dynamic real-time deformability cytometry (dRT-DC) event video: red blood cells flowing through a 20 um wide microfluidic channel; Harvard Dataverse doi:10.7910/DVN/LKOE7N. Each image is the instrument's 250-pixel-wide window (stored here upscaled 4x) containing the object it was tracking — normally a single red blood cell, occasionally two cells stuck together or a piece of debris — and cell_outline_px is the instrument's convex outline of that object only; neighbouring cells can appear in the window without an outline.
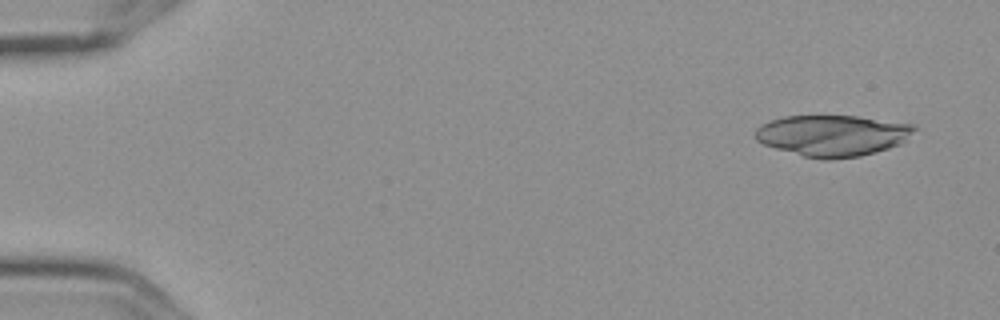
{"species": "Egyptian fruit bat (a non-hibernating species)", "species_latin": "Rousettus aegyptiacus", "temperature_condition": "cold", "stored_images_in_passage": 4, "camera_frame_rate_fps": 3000, "um_per_image_px": 0.085, "frame": {"image": 1, "passage_image": 2, "time_ms": 0.333, "image_size_px": [1000, 320], "cell_outline_px": [[920, 128], [908, 140], [900, 144], [876, 152], [860, 156], [828, 160], [824, 160], [804, 156], [776, 148], [764, 144], [756, 140], [756, 128], [760, 124], [784, 116], [856, 116], [912, 124]], "centroid_in_image_um": [70.82, 11.52], "position_along_channel_um": 14.2, "area_um2": 38.26}}